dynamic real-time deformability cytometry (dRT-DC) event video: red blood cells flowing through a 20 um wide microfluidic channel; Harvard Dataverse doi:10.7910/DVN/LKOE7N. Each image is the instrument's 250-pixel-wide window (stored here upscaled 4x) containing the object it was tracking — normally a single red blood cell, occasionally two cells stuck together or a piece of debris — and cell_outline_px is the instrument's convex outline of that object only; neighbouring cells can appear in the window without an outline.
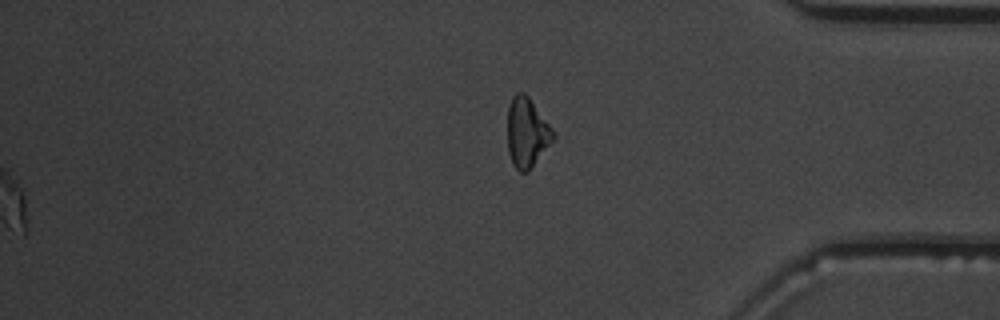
{"species": "common noctule bat (a hibernating species)", "species_latin": "Nyctalus noctula", "temperature_condition": "warm", "stored_images_in_passage": 42, "segment_of_instrument_passage": [2, 2], "camera_frame_rate_fps": 3000, "um_per_image_px": 0.085, "animal": {"sex": "male", "body_mass_g": 19.5, "forearm_length_mm": 54.6}, "frame": {"image": 1, "passage_image": 42, "time_ms": 13.667, "image_size_px": [1000, 320], "cell_outline_px": [[556, 136], [528, 172], [520, 172], [512, 164], [508, 152], [508, 104], [512, 96], [516, 92], [524, 92], [528, 96], [556, 132]], "centroid_in_image_um": [44.79, 11.25], "position_along_channel_um": 390.4, "area_um2": 18.67}}